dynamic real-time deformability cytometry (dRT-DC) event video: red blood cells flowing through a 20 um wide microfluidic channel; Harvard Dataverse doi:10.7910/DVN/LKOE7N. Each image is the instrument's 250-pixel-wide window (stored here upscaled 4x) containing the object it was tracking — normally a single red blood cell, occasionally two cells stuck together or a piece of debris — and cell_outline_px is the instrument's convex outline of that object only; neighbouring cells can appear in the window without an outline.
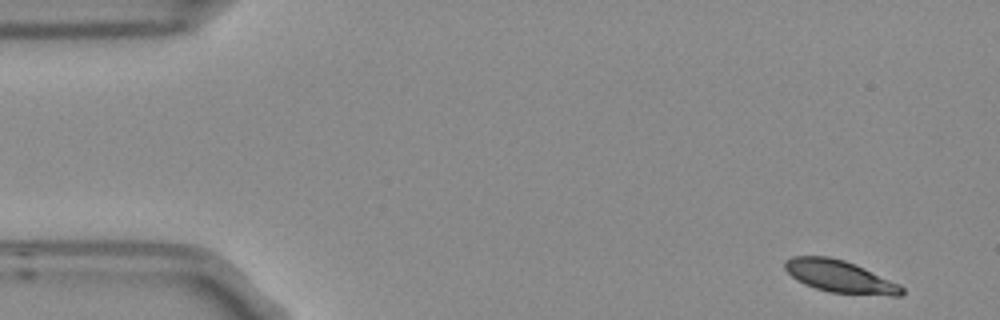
{"species": "Egyptian fruit bat (a non-hibernating species)", "species_latin": "Rousettus aegyptiacus", "temperature_condition": "room temperature", "stored_images_in_passage": 5, "camera_frame_rate_fps": 3000, "um_per_image_px": 0.085, "frame": {"image": 1, "passage_image": 1, "time_ms": 0.0, "image_size_px": [1000, 320], "cell_outline_px": [[904, 292], [900, 296], [892, 296], [828, 292], [804, 284], [796, 280], [784, 268], [784, 260], [792, 256], [828, 256], [844, 260], [864, 268], [900, 284], [904, 288]], "centroid_in_image_um": [71.38, 23.5], "position_along_channel_um": 13.6, "area_um2": 22.02}}